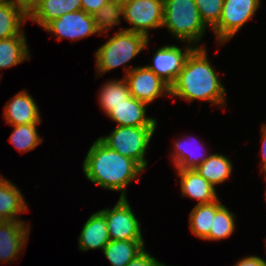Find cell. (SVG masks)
Wrapping results in <instances>:
<instances>
[{"instance_id": "1", "label": "cell", "mask_w": 266, "mask_h": 266, "mask_svg": "<svg viewBox=\"0 0 266 266\" xmlns=\"http://www.w3.org/2000/svg\"><path fill=\"white\" fill-rule=\"evenodd\" d=\"M226 90L207 59L204 46L195 47L170 86V95L186 101L206 100L224 107Z\"/></svg>"}, {"instance_id": "2", "label": "cell", "mask_w": 266, "mask_h": 266, "mask_svg": "<svg viewBox=\"0 0 266 266\" xmlns=\"http://www.w3.org/2000/svg\"><path fill=\"white\" fill-rule=\"evenodd\" d=\"M144 169L134 160L109 149L97 139L83 163L86 178L103 188L120 191L126 198V187Z\"/></svg>"}, {"instance_id": "3", "label": "cell", "mask_w": 266, "mask_h": 266, "mask_svg": "<svg viewBox=\"0 0 266 266\" xmlns=\"http://www.w3.org/2000/svg\"><path fill=\"white\" fill-rule=\"evenodd\" d=\"M164 26L177 39L189 44L201 40L206 30L194 0H164Z\"/></svg>"}, {"instance_id": "4", "label": "cell", "mask_w": 266, "mask_h": 266, "mask_svg": "<svg viewBox=\"0 0 266 266\" xmlns=\"http://www.w3.org/2000/svg\"><path fill=\"white\" fill-rule=\"evenodd\" d=\"M149 38L133 31L119 30L96 52L97 73H105L125 65L143 48L147 47Z\"/></svg>"}, {"instance_id": "5", "label": "cell", "mask_w": 266, "mask_h": 266, "mask_svg": "<svg viewBox=\"0 0 266 266\" xmlns=\"http://www.w3.org/2000/svg\"><path fill=\"white\" fill-rule=\"evenodd\" d=\"M155 129L156 126H117L110 135L98 139L109 149L134 160L145 169V154Z\"/></svg>"}, {"instance_id": "6", "label": "cell", "mask_w": 266, "mask_h": 266, "mask_svg": "<svg viewBox=\"0 0 266 266\" xmlns=\"http://www.w3.org/2000/svg\"><path fill=\"white\" fill-rule=\"evenodd\" d=\"M164 0H132L123 4L124 19L133 27L124 29L145 35L148 29L163 26Z\"/></svg>"}, {"instance_id": "7", "label": "cell", "mask_w": 266, "mask_h": 266, "mask_svg": "<svg viewBox=\"0 0 266 266\" xmlns=\"http://www.w3.org/2000/svg\"><path fill=\"white\" fill-rule=\"evenodd\" d=\"M259 6L260 0H224L219 23L212 29L220 44L231 39Z\"/></svg>"}, {"instance_id": "8", "label": "cell", "mask_w": 266, "mask_h": 266, "mask_svg": "<svg viewBox=\"0 0 266 266\" xmlns=\"http://www.w3.org/2000/svg\"><path fill=\"white\" fill-rule=\"evenodd\" d=\"M100 211L106 219L110 240H143L141 225L127 198H119L112 209Z\"/></svg>"}, {"instance_id": "9", "label": "cell", "mask_w": 266, "mask_h": 266, "mask_svg": "<svg viewBox=\"0 0 266 266\" xmlns=\"http://www.w3.org/2000/svg\"><path fill=\"white\" fill-rule=\"evenodd\" d=\"M125 80L130 95L137 100L151 103L159 96L170 95V86L147 66L126 68Z\"/></svg>"}, {"instance_id": "10", "label": "cell", "mask_w": 266, "mask_h": 266, "mask_svg": "<svg viewBox=\"0 0 266 266\" xmlns=\"http://www.w3.org/2000/svg\"><path fill=\"white\" fill-rule=\"evenodd\" d=\"M44 29L56 34L59 41L64 38L78 40L99 33L95 27L93 16L84 10L66 13L49 22Z\"/></svg>"}, {"instance_id": "11", "label": "cell", "mask_w": 266, "mask_h": 266, "mask_svg": "<svg viewBox=\"0 0 266 266\" xmlns=\"http://www.w3.org/2000/svg\"><path fill=\"white\" fill-rule=\"evenodd\" d=\"M195 47L178 48L174 45H166L159 48L153 56V64L146 65L157 76L171 86L177 79L190 52Z\"/></svg>"}, {"instance_id": "12", "label": "cell", "mask_w": 266, "mask_h": 266, "mask_svg": "<svg viewBox=\"0 0 266 266\" xmlns=\"http://www.w3.org/2000/svg\"><path fill=\"white\" fill-rule=\"evenodd\" d=\"M4 109L3 116L11 126L41 122L38 107L25 90L11 98Z\"/></svg>"}, {"instance_id": "13", "label": "cell", "mask_w": 266, "mask_h": 266, "mask_svg": "<svg viewBox=\"0 0 266 266\" xmlns=\"http://www.w3.org/2000/svg\"><path fill=\"white\" fill-rule=\"evenodd\" d=\"M26 224L19 220H9L0 227V261H11L25 247L29 235ZM20 251V252H19Z\"/></svg>"}, {"instance_id": "14", "label": "cell", "mask_w": 266, "mask_h": 266, "mask_svg": "<svg viewBox=\"0 0 266 266\" xmlns=\"http://www.w3.org/2000/svg\"><path fill=\"white\" fill-rule=\"evenodd\" d=\"M79 10L81 0H38L28 11V19L44 28L52 20Z\"/></svg>"}, {"instance_id": "15", "label": "cell", "mask_w": 266, "mask_h": 266, "mask_svg": "<svg viewBox=\"0 0 266 266\" xmlns=\"http://www.w3.org/2000/svg\"><path fill=\"white\" fill-rule=\"evenodd\" d=\"M146 105L148 104L131 96L124 103L114 107L107 116L117 122V126H156V119L145 116Z\"/></svg>"}, {"instance_id": "16", "label": "cell", "mask_w": 266, "mask_h": 266, "mask_svg": "<svg viewBox=\"0 0 266 266\" xmlns=\"http://www.w3.org/2000/svg\"><path fill=\"white\" fill-rule=\"evenodd\" d=\"M183 196L197 199V204H208L218 199L215 187L205 180L195 169L178 170Z\"/></svg>"}, {"instance_id": "17", "label": "cell", "mask_w": 266, "mask_h": 266, "mask_svg": "<svg viewBox=\"0 0 266 266\" xmlns=\"http://www.w3.org/2000/svg\"><path fill=\"white\" fill-rule=\"evenodd\" d=\"M78 242L79 249L83 251L88 249L103 250L110 242L107 222L101 211L95 212L86 221L79 235Z\"/></svg>"}, {"instance_id": "18", "label": "cell", "mask_w": 266, "mask_h": 266, "mask_svg": "<svg viewBox=\"0 0 266 266\" xmlns=\"http://www.w3.org/2000/svg\"><path fill=\"white\" fill-rule=\"evenodd\" d=\"M28 18V11L15 1L0 3V39L24 35L21 23Z\"/></svg>"}, {"instance_id": "19", "label": "cell", "mask_w": 266, "mask_h": 266, "mask_svg": "<svg viewBox=\"0 0 266 266\" xmlns=\"http://www.w3.org/2000/svg\"><path fill=\"white\" fill-rule=\"evenodd\" d=\"M144 240H110L103 253L112 266H125L144 248Z\"/></svg>"}, {"instance_id": "20", "label": "cell", "mask_w": 266, "mask_h": 266, "mask_svg": "<svg viewBox=\"0 0 266 266\" xmlns=\"http://www.w3.org/2000/svg\"><path fill=\"white\" fill-rule=\"evenodd\" d=\"M26 202L18 188L5 178H0V214L8 220H18V213L27 211Z\"/></svg>"}, {"instance_id": "21", "label": "cell", "mask_w": 266, "mask_h": 266, "mask_svg": "<svg viewBox=\"0 0 266 266\" xmlns=\"http://www.w3.org/2000/svg\"><path fill=\"white\" fill-rule=\"evenodd\" d=\"M221 206L219 199L208 204H197L189 215L191 232L201 239L209 240L215 213Z\"/></svg>"}, {"instance_id": "22", "label": "cell", "mask_w": 266, "mask_h": 266, "mask_svg": "<svg viewBox=\"0 0 266 266\" xmlns=\"http://www.w3.org/2000/svg\"><path fill=\"white\" fill-rule=\"evenodd\" d=\"M29 57L25 35L0 39V69L20 64Z\"/></svg>"}, {"instance_id": "23", "label": "cell", "mask_w": 266, "mask_h": 266, "mask_svg": "<svg viewBox=\"0 0 266 266\" xmlns=\"http://www.w3.org/2000/svg\"><path fill=\"white\" fill-rule=\"evenodd\" d=\"M195 170L215 187L230 177L232 162L226 156L215 153L209 155Z\"/></svg>"}, {"instance_id": "24", "label": "cell", "mask_w": 266, "mask_h": 266, "mask_svg": "<svg viewBox=\"0 0 266 266\" xmlns=\"http://www.w3.org/2000/svg\"><path fill=\"white\" fill-rule=\"evenodd\" d=\"M131 97L127 81L114 80L106 83L99 95V104L105 114H109L114 107L119 106Z\"/></svg>"}, {"instance_id": "25", "label": "cell", "mask_w": 266, "mask_h": 266, "mask_svg": "<svg viewBox=\"0 0 266 266\" xmlns=\"http://www.w3.org/2000/svg\"><path fill=\"white\" fill-rule=\"evenodd\" d=\"M40 123H31L12 126L14 130L9 138V141L16 147L19 152H27L35 149L41 142L42 139L37 133L36 125Z\"/></svg>"}, {"instance_id": "26", "label": "cell", "mask_w": 266, "mask_h": 266, "mask_svg": "<svg viewBox=\"0 0 266 266\" xmlns=\"http://www.w3.org/2000/svg\"><path fill=\"white\" fill-rule=\"evenodd\" d=\"M187 141H189V140L184 139L181 141H176V143H174L176 149L173 153L172 158H173V162L175 163V167L177 170L196 169L206 158L209 157V156H206V154L203 155L202 150H201L202 152L198 156L193 155V154H195L194 150L191 149L193 147L190 148V143H189L190 141L189 142H187ZM191 142H193V141L191 140ZM198 144H200V143H198Z\"/></svg>"}, {"instance_id": "27", "label": "cell", "mask_w": 266, "mask_h": 266, "mask_svg": "<svg viewBox=\"0 0 266 266\" xmlns=\"http://www.w3.org/2000/svg\"><path fill=\"white\" fill-rule=\"evenodd\" d=\"M92 16L97 31L99 33H105L109 28H112L114 25H117L121 22L120 16L123 17V4L112 0L106 3Z\"/></svg>"}, {"instance_id": "28", "label": "cell", "mask_w": 266, "mask_h": 266, "mask_svg": "<svg viewBox=\"0 0 266 266\" xmlns=\"http://www.w3.org/2000/svg\"><path fill=\"white\" fill-rule=\"evenodd\" d=\"M235 215L222 205L215 213L212 227L209 231V241L220 240L231 236L234 231Z\"/></svg>"}, {"instance_id": "29", "label": "cell", "mask_w": 266, "mask_h": 266, "mask_svg": "<svg viewBox=\"0 0 266 266\" xmlns=\"http://www.w3.org/2000/svg\"><path fill=\"white\" fill-rule=\"evenodd\" d=\"M205 26L212 29L219 23L224 0H194Z\"/></svg>"}, {"instance_id": "30", "label": "cell", "mask_w": 266, "mask_h": 266, "mask_svg": "<svg viewBox=\"0 0 266 266\" xmlns=\"http://www.w3.org/2000/svg\"><path fill=\"white\" fill-rule=\"evenodd\" d=\"M125 266H166L146 252L144 249Z\"/></svg>"}, {"instance_id": "31", "label": "cell", "mask_w": 266, "mask_h": 266, "mask_svg": "<svg viewBox=\"0 0 266 266\" xmlns=\"http://www.w3.org/2000/svg\"><path fill=\"white\" fill-rule=\"evenodd\" d=\"M112 0H81L82 10L86 13L93 15L99 11L106 3Z\"/></svg>"}, {"instance_id": "32", "label": "cell", "mask_w": 266, "mask_h": 266, "mask_svg": "<svg viewBox=\"0 0 266 266\" xmlns=\"http://www.w3.org/2000/svg\"><path fill=\"white\" fill-rule=\"evenodd\" d=\"M235 266H266V261L257 256H248L239 260Z\"/></svg>"}, {"instance_id": "33", "label": "cell", "mask_w": 266, "mask_h": 266, "mask_svg": "<svg viewBox=\"0 0 266 266\" xmlns=\"http://www.w3.org/2000/svg\"><path fill=\"white\" fill-rule=\"evenodd\" d=\"M262 171L266 176V124L262 126Z\"/></svg>"}, {"instance_id": "34", "label": "cell", "mask_w": 266, "mask_h": 266, "mask_svg": "<svg viewBox=\"0 0 266 266\" xmlns=\"http://www.w3.org/2000/svg\"><path fill=\"white\" fill-rule=\"evenodd\" d=\"M17 4L24 7L27 11L31 9V7L38 1V0H13Z\"/></svg>"}, {"instance_id": "35", "label": "cell", "mask_w": 266, "mask_h": 266, "mask_svg": "<svg viewBox=\"0 0 266 266\" xmlns=\"http://www.w3.org/2000/svg\"><path fill=\"white\" fill-rule=\"evenodd\" d=\"M8 221L9 220L5 216H3L2 214H0V227L3 226Z\"/></svg>"}, {"instance_id": "36", "label": "cell", "mask_w": 266, "mask_h": 266, "mask_svg": "<svg viewBox=\"0 0 266 266\" xmlns=\"http://www.w3.org/2000/svg\"><path fill=\"white\" fill-rule=\"evenodd\" d=\"M114 1L124 4L132 0H114Z\"/></svg>"}, {"instance_id": "37", "label": "cell", "mask_w": 266, "mask_h": 266, "mask_svg": "<svg viewBox=\"0 0 266 266\" xmlns=\"http://www.w3.org/2000/svg\"><path fill=\"white\" fill-rule=\"evenodd\" d=\"M9 1H12V0H0V3L9 2Z\"/></svg>"}]
</instances>
